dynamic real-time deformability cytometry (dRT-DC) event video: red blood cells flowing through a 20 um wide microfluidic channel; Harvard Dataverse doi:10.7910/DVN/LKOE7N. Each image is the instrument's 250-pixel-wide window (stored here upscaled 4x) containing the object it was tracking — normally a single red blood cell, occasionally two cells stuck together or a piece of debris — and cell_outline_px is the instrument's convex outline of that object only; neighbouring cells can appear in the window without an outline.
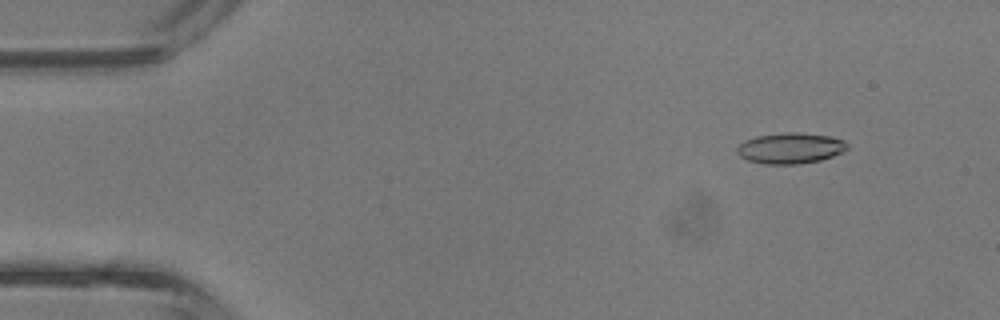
{"species": "common noctule bat (a hibernating species)", "species_latin": "Nyctalus noctula", "temperature_condition": "room temperature", "stored_images_in_passage": 3, "camera_frame_rate_fps": 3000, "um_per_image_px": 0.085, "animal": {"sex": "male", "body_mass_g": 13.3}, "frame": {"image": 1, "passage_image": 1, "time_ms": 0.0, "image_size_px": [1000, 320], "cell_outline_px": [[848, 148], [844, 152], [820, 160], [800, 164], [764, 164], [748, 160], [740, 156], [736, 152], [736, 148], [744, 140], [756, 136], [784, 132], [800, 132], [828, 136], [844, 140], [848, 144]], "centroid_in_image_um": [67.18, 12.59], "position_along_channel_um": 17.8, "area_um2": 19.94}}